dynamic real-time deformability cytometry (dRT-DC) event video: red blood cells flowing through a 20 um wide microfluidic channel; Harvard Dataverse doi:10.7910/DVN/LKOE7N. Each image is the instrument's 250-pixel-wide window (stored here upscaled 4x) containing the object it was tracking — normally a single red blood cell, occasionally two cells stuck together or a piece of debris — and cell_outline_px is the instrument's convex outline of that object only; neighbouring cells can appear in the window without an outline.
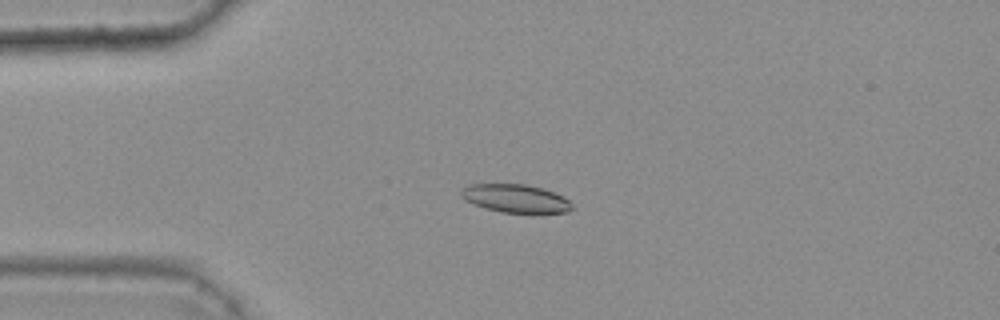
{"species": "common noctule bat (a hibernating species)", "species_latin": "Nyctalus noctula", "temperature_condition": "warm", "stored_images_in_passage": 47, "camera_frame_rate_fps": 3000, "um_per_image_px": 0.085, "animal": {"sex": "female", "body_mass_g": 25.1}, "frame": {"image": 1, "passage_image": 14, "time_ms": 4.333, "image_size_px": [1000, 320], "cell_outline_px": [[576, 208], [568, 212], [500, 212], [484, 208], [464, 200], [460, 196], [460, 188], [468, 184], [528, 184], [544, 188], [564, 196]], "centroid_in_image_um": [43.81, 16.85], "position_along_channel_um": 41.2, "area_um2": 18.5}}
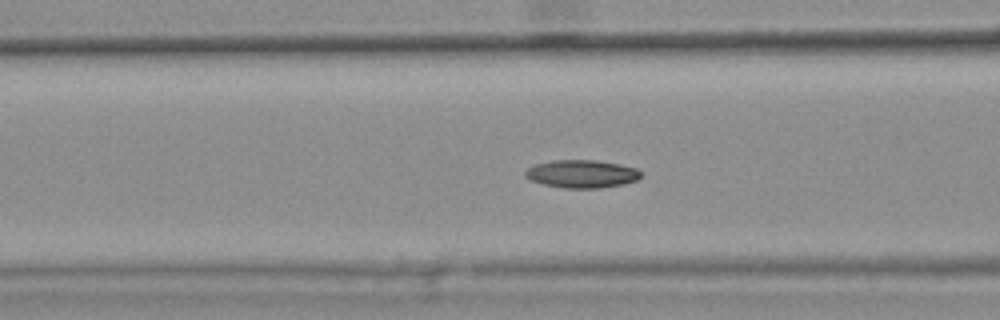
{"frame": {"image": 2, "passage_image": 22, "time_ms": 7.0, "image_size_px": [1000, 320], "cell_outline_px": [[640, 176], [636, 180], [624, 184], [600, 188], [564, 188], [544, 184], [532, 180], [524, 176], [524, 172], [528, 168], [536, 164], [552, 160], [596, 160], [620, 164], [636, 168], [640, 172]], "centroid_in_image_um": [49.44, 14.77], "position_along_channel_um": 117.2, "area_um2": 18.73}}
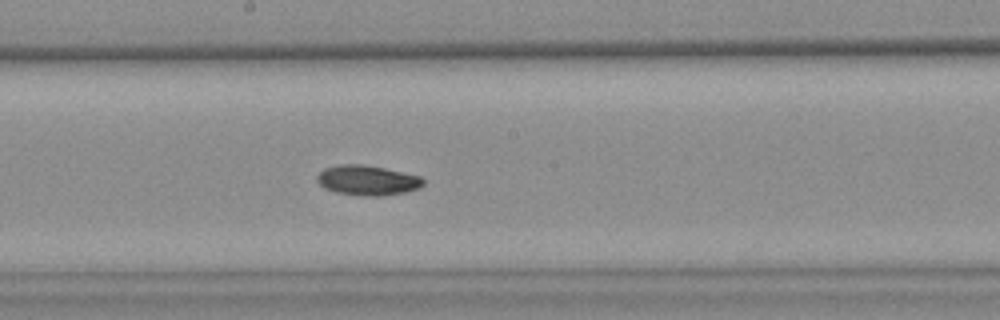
{"frame": {"image": 3, "passage_image": 30, "time_ms": 9.667, "image_size_px": [1000, 320], "cell_outline_px": [[424, 184], [420, 188], [404, 192], [384, 196], [364, 196], [336, 192], [324, 188], [316, 180], [316, 176], [324, 168], [340, 164], [360, 164], [384, 168], [420, 176], [424, 180]], "centroid_in_image_um": [31.22, 15.33], "position_along_channel_um": 217.0, "area_um2": 18.55}, "authors_computed_cell_mechanics": {"area_um2": 18.3804, "velocity_mm_per_s": 3.7503, "shape_relaxation_time_tau1_ms": 9.2588, "shape_relaxation_time_tau2_ms": null, "deformation_change_tau1": 0.1557, "deformation_change_tau2": null}}